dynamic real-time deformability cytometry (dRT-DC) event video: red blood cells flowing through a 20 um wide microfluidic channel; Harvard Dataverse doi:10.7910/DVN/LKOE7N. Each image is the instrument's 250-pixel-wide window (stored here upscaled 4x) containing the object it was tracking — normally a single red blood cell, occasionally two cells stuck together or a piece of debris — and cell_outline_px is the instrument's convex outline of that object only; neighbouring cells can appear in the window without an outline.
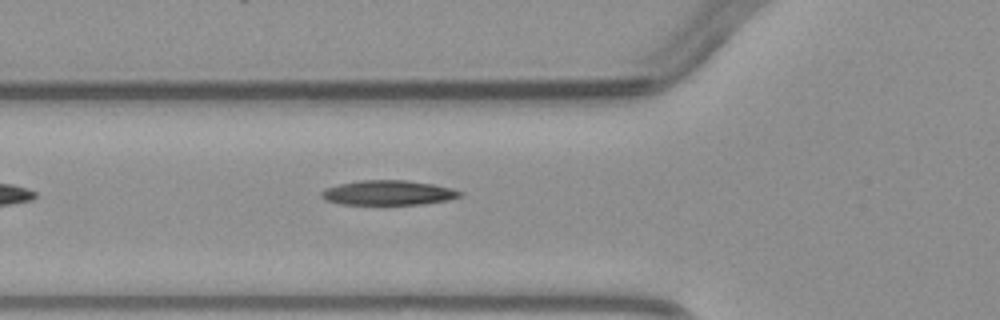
{"species": "common noctule bat (a hibernating species)", "species_latin": "Nyctalus noctula", "temperature_condition": "warm", "stored_images_in_passage": 5, "camera_frame_rate_fps": 3000, "um_per_image_px": 0.085, "animal": {"sex": "male", "body_mass_g": 23.1, "forearm_length_mm": 52.7}, "frame": {"image": 1, "passage_image": 5, "time_ms": 4.667, "image_size_px": [1000, 320], "cell_outline_px": [[464, 192], [460, 196], [448, 200], [424, 204], [340, 204], [324, 200], [320, 196], [320, 192], [324, 188], [340, 184], [360, 180], [408, 180], [432, 184], [452, 188]], "centroid_in_image_um": [32.98, 16.38], "position_along_channel_um": 92.8, "area_um2": 20.06}}